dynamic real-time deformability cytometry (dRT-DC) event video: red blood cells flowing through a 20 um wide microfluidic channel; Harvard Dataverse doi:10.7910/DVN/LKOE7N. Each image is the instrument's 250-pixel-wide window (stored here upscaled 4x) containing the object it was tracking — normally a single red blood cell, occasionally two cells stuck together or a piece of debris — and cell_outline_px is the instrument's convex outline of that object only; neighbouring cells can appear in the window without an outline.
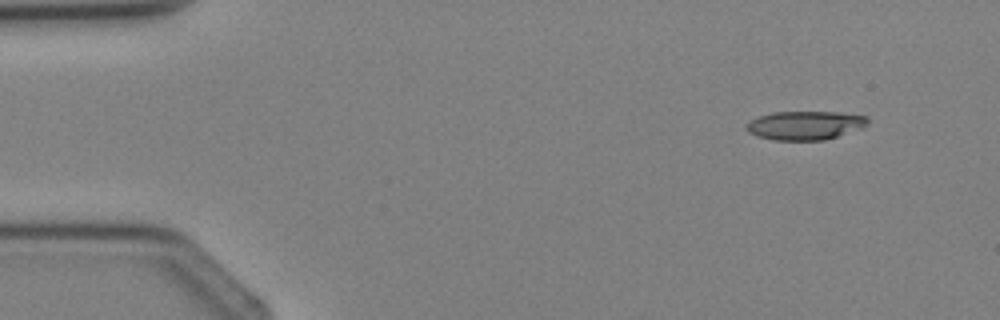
{"species": "Egyptian fruit bat (a non-hibernating species)", "species_latin": "Rousettus aegyptiacus", "temperature_condition": "cold", "stored_images_in_passage": 3, "segment_of_instrument_passage": [2, 2], "camera_frame_rate_fps": 3000, "um_per_image_px": 0.085, "animal": {"sex": "female"}, "frame": {"image": 1, "passage_image": 3, "time_ms": 2.333, "image_size_px": [1000, 320], "cell_outline_px": [[868, 120], [864, 128], [824, 140], [772, 140], [748, 132], [744, 128], [744, 124], [760, 116], [772, 112], [840, 112], [868, 116]], "centroid_in_image_um": [68.44, 10.65], "position_along_channel_um": 16.6, "area_um2": 20.4}}